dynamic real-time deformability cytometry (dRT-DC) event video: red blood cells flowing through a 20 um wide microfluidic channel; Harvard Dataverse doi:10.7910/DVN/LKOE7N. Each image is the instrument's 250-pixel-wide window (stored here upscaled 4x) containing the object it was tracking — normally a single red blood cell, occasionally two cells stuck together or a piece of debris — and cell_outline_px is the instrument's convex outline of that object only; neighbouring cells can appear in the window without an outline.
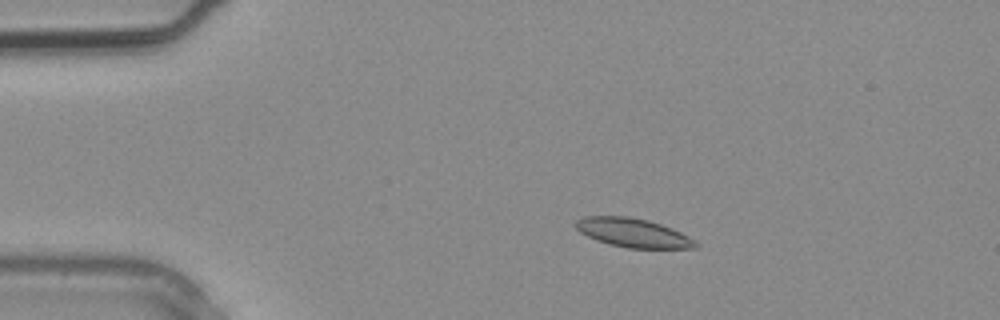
{"species": "common noctule bat (a hibernating species)", "species_latin": "Nyctalus noctula", "temperature_condition": "warm", "stored_images_in_passage": 2, "camera_frame_rate_fps": 3000, "um_per_image_px": 0.085, "animal": {"sex": "male", "body_mass_g": 20.4}, "frame": {"image": 1, "passage_image": 1, "time_ms": 0.0, "image_size_px": [1000, 320], "cell_outline_px": [[700, 244], [696, 248], [628, 248], [596, 240], [580, 232], [576, 228], [576, 220], [584, 216], [628, 216], [648, 220], [672, 228], [696, 240]], "centroid_in_image_um": [53.84, 19.78], "position_along_channel_um": 31.2, "area_um2": 20.11}}
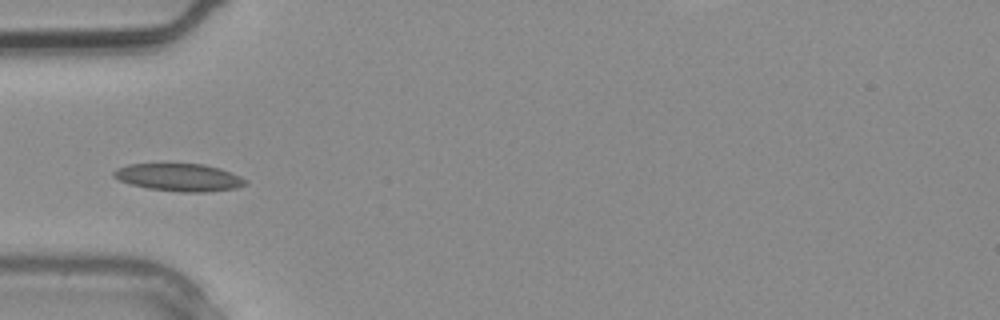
{"frame": {"image": 2, "passage_image": 2, "time_ms": 0.333, "image_size_px": [1000, 320], "cell_outline_px": [[248, 184], [236, 188], [204, 192], [180, 192], [148, 188], [132, 184], [120, 180], [112, 176], [112, 172], [116, 168], [128, 164], [204, 164], [220, 168], [232, 172], [248, 180]], "centroid_in_image_um": [15.26, 15.07], "position_along_channel_um": 69.7, "area_um2": 21.21}}